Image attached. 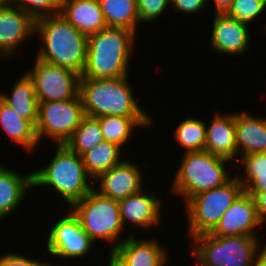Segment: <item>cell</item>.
Masks as SVG:
<instances>
[{"label":"cell","mask_w":266,"mask_h":266,"mask_svg":"<svg viewBox=\"0 0 266 266\" xmlns=\"http://www.w3.org/2000/svg\"><path fill=\"white\" fill-rule=\"evenodd\" d=\"M25 72L33 80L39 103L67 101L79 95L80 75L70 69L36 57L34 65Z\"/></svg>","instance_id":"obj_10"},{"label":"cell","mask_w":266,"mask_h":266,"mask_svg":"<svg viewBox=\"0 0 266 266\" xmlns=\"http://www.w3.org/2000/svg\"><path fill=\"white\" fill-rule=\"evenodd\" d=\"M18 77L12 87L11 94L0 92V98L6 102L16 114L28 120L34 127L38 117L39 102L35 95L33 80L26 72Z\"/></svg>","instance_id":"obj_22"},{"label":"cell","mask_w":266,"mask_h":266,"mask_svg":"<svg viewBox=\"0 0 266 266\" xmlns=\"http://www.w3.org/2000/svg\"><path fill=\"white\" fill-rule=\"evenodd\" d=\"M24 255L17 252H6L4 255H0V266H60L47 260L40 261Z\"/></svg>","instance_id":"obj_33"},{"label":"cell","mask_w":266,"mask_h":266,"mask_svg":"<svg viewBox=\"0 0 266 266\" xmlns=\"http://www.w3.org/2000/svg\"><path fill=\"white\" fill-rule=\"evenodd\" d=\"M85 116L80 95L67 101L39 103L35 124L37 139L50 138L55 144H65Z\"/></svg>","instance_id":"obj_9"},{"label":"cell","mask_w":266,"mask_h":266,"mask_svg":"<svg viewBox=\"0 0 266 266\" xmlns=\"http://www.w3.org/2000/svg\"><path fill=\"white\" fill-rule=\"evenodd\" d=\"M104 140L113 142L123 148L129 142L136 127H149L154 118H127L122 116L98 117Z\"/></svg>","instance_id":"obj_26"},{"label":"cell","mask_w":266,"mask_h":266,"mask_svg":"<svg viewBox=\"0 0 266 266\" xmlns=\"http://www.w3.org/2000/svg\"><path fill=\"white\" fill-rule=\"evenodd\" d=\"M118 204L124 227L131 225L132 230L136 227L138 230L139 228L149 229L154 226L158 227L162 222V200L156 195L145 193L143 189L119 200Z\"/></svg>","instance_id":"obj_16"},{"label":"cell","mask_w":266,"mask_h":266,"mask_svg":"<svg viewBox=\"0 0 266 266\" xmlns=\"http://www.w3.org/2000/svg\"><path fill=\"white\" fill-rule=\"evenodd\" d=\"M205 151L237 163L235 112H215L210 124H206Z\"/></svg>","instance_id":"obj_18"},{"label":"cell","mask_w":266,"mask_h":266,"mask_svg":"<svg viewBox=\"0 0 266 266\" xmlns=\"http://www.w3.org/2000/svg\"><path fill=\"white\" fill-rule=\"evenodd\" d=\"M36 33L43 42L36 53L37 58L70 69L81 76L86 64V35L79 32L60 13L36 19Z\"/></svg>","instance_id":"obj_1"},{"label":"cell","mask_w":266,"mask_h":266,"mask_svg":"<svg viewBox=\"0 0 266 266\" xmlns=\"http://www.w3.org/2000/svg\"><path fill=\"white\" fill-rule=\"evenodd\" d=\"M237 157L266 152V117L235 112Z\"/></svg>","instance_id":"obj_21"},{"label":"cell","mask_w":266,"mask_h":266,"mask_svg":"<svg viewBox=\"0 0 266 266\" xmlns=\"http://www.w3.org/2000/svg\"><path fill=\"white\" fill-rule=\"evenodd\" d=\"M92 180L82 157L65 144H56V151L50 163L40 170L32 171L33 188L53 187L51 190L60 198L62 196L69 208L93 189L92 185L90 186Z\"/></svg>","instance_id":"obj_4"},{"label":"cell","mask_w":266,"mask_h":266,"mask_svg":"<svg viewBox=\"0 0 266 266\" xmlns=\"http://www.w3.org/2000/svg\"><path fill=\"white\" fill-rule=\"evenodd\" d=\"M266 9V0H233L227 15L240 22L252 25Z\"/></svg>","instance_id":"obj_30"},{"label":"cell","mask_w":266,"mask_h":266,"mask_svg":"<svg viewBox=\"0 0 266 266\" xmlns=\"http://www.w3.org/2000/svg\"><path fill=\"white\" fill-rule=\"evenodd\" d=\"M244 191L234 177L223 186L197 193L184 204L188 215V234L210 233L219 223L223 214Z\"/></svg>","instance_id":"obj_8"},{"label":"cell","mask_w":266,"mask_h":266,"mask_svg":"<svg viewBox=\"0 0 266 266\" xmlns=\"http://www.w3.org/2000/svg\"><path fill=\"white\" fill-rule=\"evenodd\" d=\"M170 5V0H137L138 17L141 23L159 19Z\"/></svg>","instance_id":"obj_32"},{"label":"cell","mask_w":266,"mask_h":266,"mask_svg":"<svg viewBox=\"0 0 266 266\" xmlns=\"http://www.w3.org/2000/svg\"><path fill=\"white\" fill-rule=\"evenodd\" d=\"M123 152L117 144L104 140L84 152L81 157L87 173L94 181L101 173L119 164L124 159Z\"/></svg>","instance_id":"obj_24"},{"label":"cell","mask_w":266,"mask_h":266,"mask_svg":"<svg viewBox=\"0 0 266 266\" xmlns=\"http://www.w3.org/2000/svg\"><path fill=\"white\" fill-rule=\"evenodd\" d=\"M79 219L82 229L95 243L107 241L110 251H114L131 234L123 237V226L118 200L101 195L93 188L83 199L69 208ZM125 228V229H124ZM119 238V239H118Z\"/></svg>","instance_id":"obj_7"},{"label":"cell","mask_w":266,"mask_h":266,"mask_svg":"<svg viewBox=\"0 0 266 266\" xmlns=\"http://www.w3.org/2000/svg\"><path fill=\"white\" fill-rule=\"evenodd\" d=\"M128 79L129 75L107 79L80 77L79 95L85 115L96 118H152L148 111L140 106V98H135L134 87Z\"/></svg>","instance_id":"obj_3"},{"label":"cell","mask_w":266,"mask_h":266,"mask_svg":"<svg viewBox=\"0 0 266 266\" xmlns=\"http://www.w3.org/2000/svg\"><path fill=\"white\" fill-rule=\"evenodd\" d=\"M0 125L12 142L17 143L27 153L34 152L40 144L35 127L26 119L19 117L16 112L0 98Z\"/></svg>","instance_id":"obj_23"},{"label":"cell","mask_w":266,"mask_h":266,"mask_svg":"<svg viewBox=\"0 0 266 266\" xmlns=\"http://www.w3.org/2000/svg\"><path fill=\"white\" fill-rule=\"evenodd\" d=\"M210 47L220 55L241 56L250 47L249 24L240 22L227 14L215 15L212 23ZM246 52V53H245Z\"/></svg>","instance_id":"obj_14"},{"label":"cell","mask_w":266,"mask_h":266,"mask_svg":"<svg viewBox=\"0 0 266 266\" xmlns=\"http://www.w3.org/2000/svg\"><path fill=\"white\" fill-rule=\"evenodd\" d=\"M183 154L170 191L174 196H181L184 203L199 192L223 186L234 177L226 167L232 162L228 159L205 150Z\"/></svg>","instance_id":"obj_5"},{"label":"cell","mask_w":266,"mask_h":266,"mask_svg":"<svg viewBox=\"0 0 266 266\" xmlns=\"http://www.w3.org/2000/svg\"><path fill=\"white\" fill-rule=\"evenodd\" d=\"M61 0H10V6L23 9L34 20L60 12Z\"/></svg>","instance_id":"obj_31"},{"label":"cell","mask_w":266,"mask_h":266,"mask_svg":"<svg viewBox=\"0 0 266 266\" xmlns=\"http://www.w3.org/2000/svg\"><path fill=\"white\" fill-rule=\"evenodd\" d=\"M262 225L253 197L243 191L223 214L210 234L213 236L247 235L259 237L256 229L261 228Z\"/></svg>","instance_id":"obj_12"},{"label":"cell","mask_w":266,"mask_h":266,"mask_svg":"<svg viewBox=\"0 0 266 266\" xmlns=\"http://www.w3.org/2000/svg\"><path fill=\"white\" fill-rule=\"evenodd\" d=\"M196 266H253L261 257V236L199 234L191 240Z\"/></svg>","instance_id":"obj_6"},{"label":"cell","mask_w":266,"mask_h":266,"mask_svg":"<svg viewBox=\"0 0 266 266\" xmlns=\"http://www.w3.org/2000/svg\"><path fill=\"white\" fill-rule=\"evenodd\" d=\"M102 141L104 137L99 119L85 115L65 145L81 156Z\"/></svg>","instance_id":"obj_29"},{"label":"cell","mask_w":266,"mask_h":266,"mask_svg":"<svg viewBox=\"0 0 266 266\" xmlns=\"http://www.w3.org/2000/svg\"><path fill=\"white\" fill-rule=\"evenodd\" d=\"M254 199L257 214L262 224L266 223V192H245Z\"/></svg>","instance_id":"obj_35"},{"label":"cell","mask_w":266,"mask_h":266,"mask_svg":"<svg viewBox=\"0 0 266 266\" xmlns=\"http://www.w3.org/2000/svg\"><path fill=\"white\" fill-rule=\"evenodd\" d=\"M136 36L132 30L115 27L88 36L86 64L80 77L107 79L128 76Z\"/></svg>","instance_id":"obj_2"},{"label":"cell","mask_w":266,"mask_h":266,"mask_svg":"<svg viewBox=\"0 0 266 266\" xmlns=\"http://www.w3.org/2000/svg\"><path fill=\"white\" fill-rule=\"evenodd\" d=\"M10 6V0H0V8H5Z\"/></svg>","instance_id":"obj_39"},{"label":"cell","mask_w":266,"mask_h":266,"mask_svg":"<svg viewBox=\"0 0 266 266\" xmlns=\"http://www.w3.org/2000/svg\"><path fill=\"white\" fill-rule=\"evenodd\" d=\"M108 27L137 32L140 23L137 0H99Z\"/></svg>","instance_id":"obj_25"},{"label":"cell","mask_w":266,"mask_h":266,"mask_svg":"<svg viewBox=\"0 0 266 266\" xmlns=\"http://www.w3.org/2000/svg\"><path fill=\"white\" fill-rule=\"evenodd\" d=\"M206 123L190 116L177 124L173 139L181 146V149H185L184 153L205 150Z\"/></svg>","instance_id":"obj_28"},{"label":"cell","mask_w":266,"mask_h":266,"mask_svg":"<svg viewBox=\"0 0 266 266\" xmlns=\"http://www.w3.org/2000/svg\"><path fill=\"white\" fill-rule=\"evenodd\" d=\"M134 235L135 231H132L114 250L128 266H168V250L158 238L136 239Z\"/></svg>","instance_id":"obj_17"},{"label":"cell","mask_w":266,"mask_h":266,"mask_svg":"<svg viewBox=\"0 0 266 266\" xmlns=\"http://www.w3.org/2000/svg\"><path fill=\"white\" fill-rule=\"evenodd\" d=\"M32 188L31 171L23 175L0 163V222L20 207Z\"/></svg>","instance_id":"obj_20"},{"label":"cell","mask_w":266,"mask_h":266,"mask_svg":"<svg viewBox=\"0 0 266 266\" xmlns=\"http://www.w3.org/2000/svg\"><path fill=\"white\" fill-rule=\"evenodd\" d=\"M59 13L87 37L108 27L99 0H61Z\"/></svg>","instance_id":"obj_19"},{"label":"cell","mask_w":266,"mask_h":266,"mask_svg":"<svg viewBox=\"0 0 266 266\" xmlns=\"http://www.w3.org/2000/svg\"><path fill=\"white\" fill-rule=\"evenodd\" d=\"M107 266H128L115 251H109Z\"/></svg>","instance_id":"obj_37"},{"label":"cell","mask_w":266,"mask_h":266,"mask_svg":"<svg viewBox=\"0 0 266 266\" xmlns=\"http://www.w3.org/2000/svg\"><path fill=\"white\" fill-rule=\"evenodd\" d=\"M170 6L176 10L177 13L181 12L189 16L198 14L199 11L207 6V0H170Z\"/></svg>","instance_id":"obj_34"},{"label":"cell","mask_w":266,"mask_h":266,"mask_svg":"<svg viewBox=\"0 0 266 266\" xmlns=\"http://www.w3.org/2000/svg\"><path fill=\"white\" fill-rule=\"evenodd\" d=\"M140 166L130 160H122L112 169L101 173L94 181L95 188L101 195L113 200H121L140 192L144 187V180Z\"/></svg>","instance_id":"obj_13"},{"label":"cell","mask_w":266,"mask_h":266,"mask_svg":"<svg viewBox=\"0 0 266 266\" xmlns=\"http://www.w3.org/2000/svg\"><path fill=\"white\" fill-rule=\"evenodd\" d=\"M253 266H266V260L261 256Z\"/></svg>","instance_id":"obj_38"},{"label":"cell","mask_w":266,"mask_h":266,"mask_svg":"<svg viewBox=\"0 0 266 266\" xmlns=\"http://www.w3.org/2000/svg\"><path fill=\"white\" fill-rule=\"evenodd\" d=\"M237 161L238 164L233 165L235 169L240 162L244 166V175H235L244 192H266V152L242 155Z\"/></svg>","instance_id":"obj_27"},{"label":"cell","mask_w":266,"mask_h":266,"mask_svg":"<svg viewBox=\"0 0 266 266\" xmlns=\"http://www.w3.org/2000/svg\"><path fill=\"white\" fill-rule=\"evenodd\" d=\"M261 256L266 260V243L262 245Z\"/></svg>","instance_id":"obj_40"},{"label":"cell","mask_w":266,"mask_h":266,"mask_svg":"<svg viewBox=\"0 0 266 266\" xmlns=\"http://www.w3.org/2000/svg\"><path fill=\"white\" fill-rule=\"evenodd\" d=\"M34 34L35 20L23 9L13 6L0 8L1 60L2 58L13 57V53L21 46L20 44L27 41V39L29 40V36Z\"/></svg>","instance_id":"obj_15"},{"label":"cell","mask_w":266,"mask_h":266,"mask_svg":"<svg viewBox=\"0 0 266 266\" xmlns=\"http://www.w3.org/2000/svg\"><path fill=\"white\" fill-rule=\"evenodd\" d=\"M68 214L60 217L49 229L46 241V250L51 257L62 261L74 258H83L92 251L95 244L82 229L79 219L69 209Z\"/></svg>","instance_id":"obj_11"},{"label":"cell","mask_w":266,"mask_h":266,"mask_svg":"<svg viewBox=\"0 0 266 266\" xmlns=\"http://www.w3.org/2000/svg\"><path fill=\"white\" fill-rule=\"evenodd\" d=\"M210 0H207V3ZM214 2V9L215 14L214 15H220V14H227L228 11L231 8V5L233 3V0H212Z\"/></svg>","instance_id":"obj_36"}]
</instances>
